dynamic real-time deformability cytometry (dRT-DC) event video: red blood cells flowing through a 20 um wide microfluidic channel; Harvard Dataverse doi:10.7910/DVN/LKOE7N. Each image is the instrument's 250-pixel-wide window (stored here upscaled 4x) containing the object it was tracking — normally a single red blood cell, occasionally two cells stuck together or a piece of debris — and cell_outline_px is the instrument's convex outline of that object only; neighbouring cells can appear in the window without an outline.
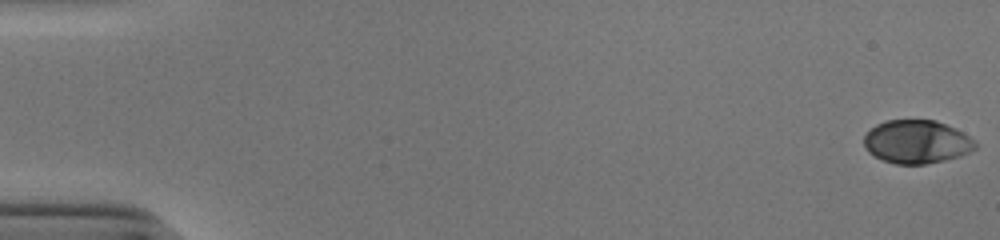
{"species": "human", "species_latin": "Homo sapiens", "temperature_condition": "cold", "stored_images_in_passage": 53, "camera_frame_rate_fps": 3000, "um_per_image_px": 0.085, "donor": {"sex": "male"}, "frame": {"image": 1, "passage_image": 1, "time_ms": 0.0, "image_size_px": [1000, 240], "cell_outline_px": [[976, 148], [960, 156], [944, 160], [924, 164], [896, 164], [884, 160], [868, 152], [864, 148], [864, 136], [876, 124], [888, 120], [936, 120], [956, 128], [968, 136], [976, 144]], "centroid_in_image_um": [77.91, 12.05], "position_along_channel_um": 7.1, "area_um2": 27.92}}
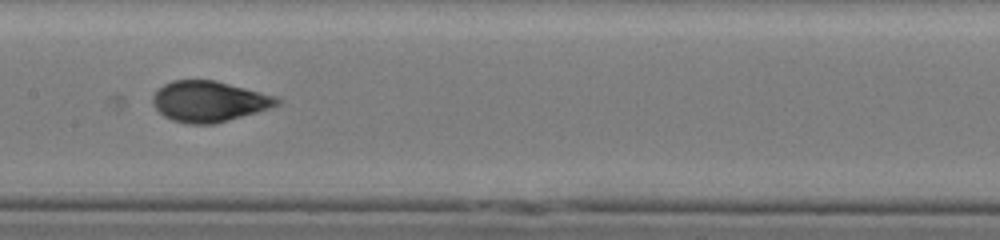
{"frame": {"image": 2, "passage_image": 28, "time_ms": 9.0, "image_size_px": [1000, 240], "cell_outline_px": [[280, 104], [256, 112], [216, 124], [188, 124], [172, 120], [164, 116], [156, 108], [152, 100], [152, 96], [164, 84], [172, 80], [216, 80], [280, 96]], "centroid_in_image_um": [17.81, 8.61], "position_along_channel_um": 189.6, "area_um2": 29.65}}
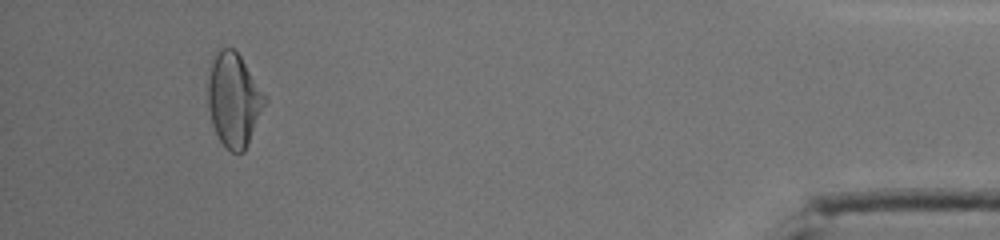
{"frame": {"image": 3, "passage_image": 50, "time_ms": 16.333, "image_size_px": [1000, 240], "cell_outline_px": [[268, 100], [248, 144], [244, 152], [232, 152], [220, 140], [212, 124], [208, 108], [208, 76], [212, 60], [216, 52], [220, 48], [232, 48], [240, 56]], "centroid_in_image_um": [19.87, 8.49], "position_along_channel_um": 415.3, "area_um2": 30.75}, "authors_computed_cell_mechanics": {"area_um2": 29.3046, "velocity_mm_per_s": 3.9286, "shape_relaxation_time_tau1_ms": 4.0814, "shape_relaxation_time_tau2_ms": 0.7543, "deformation_change_tau1": 0.1746, "deformation_change_tau2": 0.0448}}